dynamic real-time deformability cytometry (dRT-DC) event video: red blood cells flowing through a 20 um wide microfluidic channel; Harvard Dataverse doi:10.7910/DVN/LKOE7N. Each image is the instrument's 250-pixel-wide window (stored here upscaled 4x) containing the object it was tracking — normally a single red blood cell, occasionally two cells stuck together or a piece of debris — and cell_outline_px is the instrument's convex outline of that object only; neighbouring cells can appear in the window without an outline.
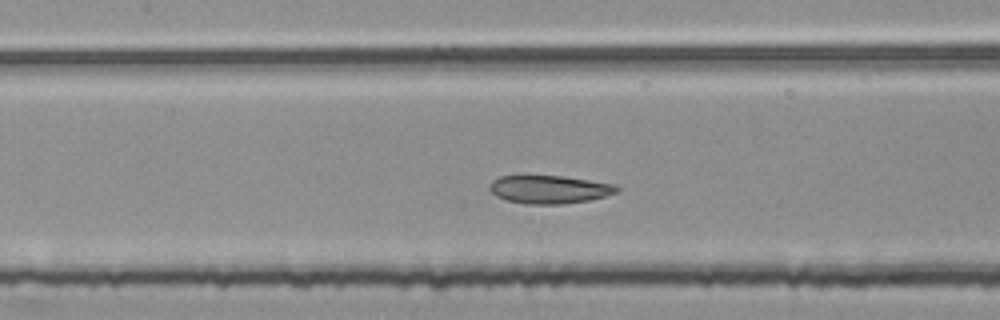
{"species": "common noctule bat (a hibernating species)", "species_latin": "Nyctalus noctula", "temperature_condition": "room temperature", "stored_images_in_passage": 44, "segment_of_instrument_passage": [2, 2], "camera_frame_rate_fps": 3000, "um_per_image_px": 0.085, "animal": {"sex": "female", "body_mass_g": 25.1}, "frame": {"image": 1, "passage_image": 19, "time_ms": 6.0, "image_size_px": [1000, 320], "cell_outline_px": [[620, 188], [616, 192], [604, 196], [588, 200], [564, 204], [524, 204], [508, 200], [496, 196], [488, 188], [492, 180], [500, 176], [564, 176], [616, 184]], "centroid_in_image_um": [46.69, 16.1], "position_along_channel_um": 160.7, "area_um2": 20.81}}
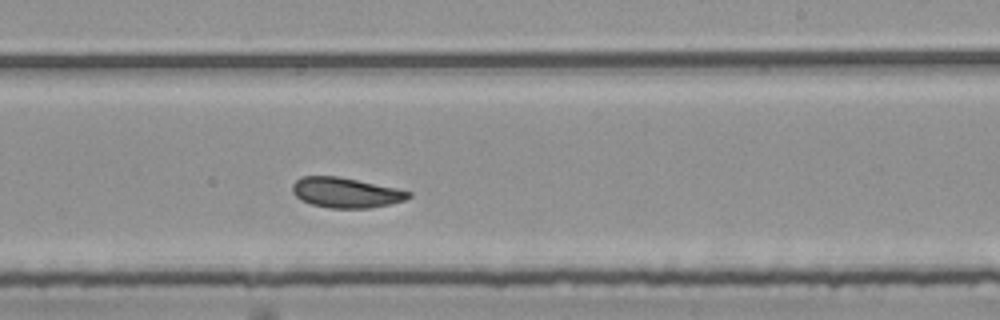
{"frame": {"image": 2, "passage_image": 27, "time_ms": 8.667, "image_size_px": [1000, 320], "cell_outline_px": [[412, 196], [404, 200], [388, 204], [368, 208], [328, 208], [312, 204], [300, 200], [292, 192], [292, 184], [300, 176], [336, 176], [396, 188], [412, 192]], "centroid_in_image_um": [29.36, 16.37], "position_along_channel_um": 259.6, "area_um2": 20.29}}
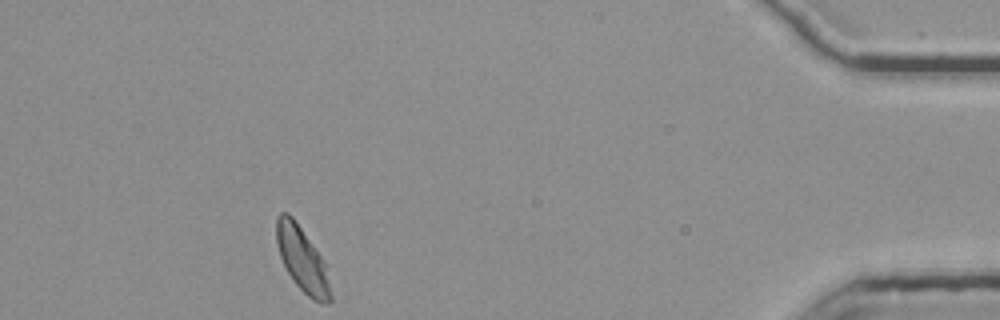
{"frame": {"image": 3, "passage_image": 44, "time_ms": 14.333, "image_size_px": [1000, 320], "cell_outline_px": [[332, 300], [328, 304], [320, 304], [312, 300], [292, 280], [280, 256], [276, 240], [276, 216], [280, 212], [288, 212], [292, 216], [324, 260], [332, 296]], "centroid_in_image_um": [25.69, 22.07], "position_along_channel_um": 409.5, "area_um2": 20.35}}